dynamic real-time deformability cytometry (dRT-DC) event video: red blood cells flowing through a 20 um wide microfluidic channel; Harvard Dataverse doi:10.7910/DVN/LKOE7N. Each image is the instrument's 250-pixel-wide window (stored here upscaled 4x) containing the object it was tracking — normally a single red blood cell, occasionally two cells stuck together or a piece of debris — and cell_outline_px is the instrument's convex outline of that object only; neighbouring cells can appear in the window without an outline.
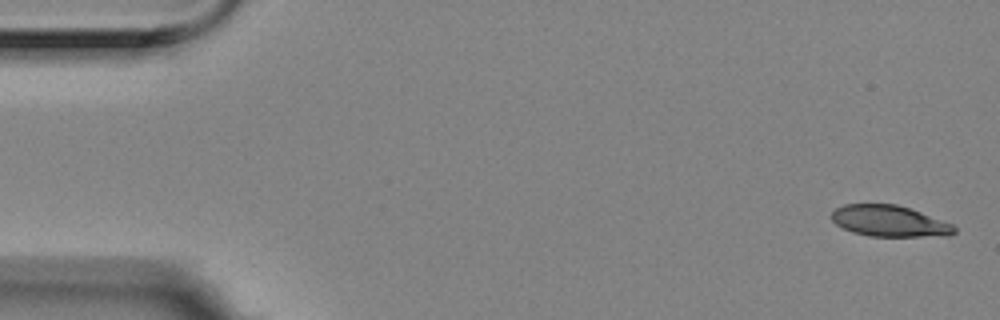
{"species": "Egyptian fruit bat (a non-hibernating species)", "species_latin": "Rousettus aegyptiacus", "temperature_condition": "room temperature", "stored_images_in_passage": 5, "camera_frame_rate_fps": 3000, "um_per_image_px": 0.085, "animal": {"sex": "female"}, "frame": {"image": 1, "passage_image": 1, "time_ms": 0.0, "image_size_px": [1000, 320], "cell_outline_px": [[956, 232], [948, 236], [872, 236], [852, 232], [836, 224], [832, 220], [832, 212], [836, 208], [844, 204], [896, 204], [920, 212], [952, 224], [956, 228]], "centroid_in_image_um": [75.6, 18.79], "position_along_channel_um": 9.4, "area_um2": 22.08}}